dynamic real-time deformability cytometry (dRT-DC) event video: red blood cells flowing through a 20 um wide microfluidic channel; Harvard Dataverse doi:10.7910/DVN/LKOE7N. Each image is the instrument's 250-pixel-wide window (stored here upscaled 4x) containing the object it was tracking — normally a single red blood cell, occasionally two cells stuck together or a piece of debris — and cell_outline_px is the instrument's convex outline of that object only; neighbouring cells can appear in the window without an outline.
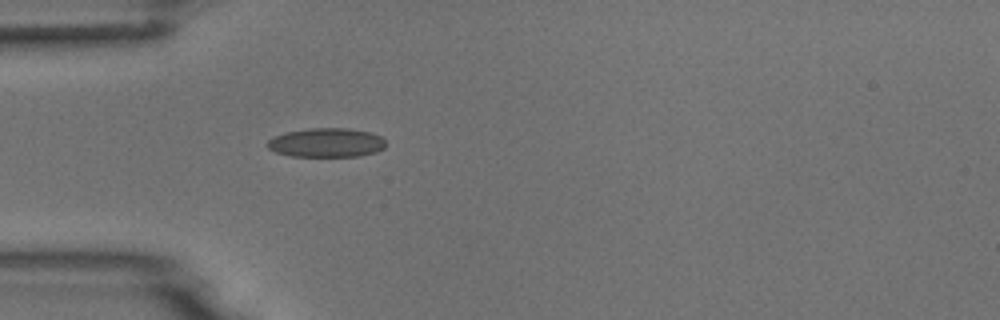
{"species": "common noctule bat (a hibernating species)", "species_latin": "Nyctalus noctula", "temperature_condition": "room temperature", "stored_images_in_passage": 1, "camera_frame_rate_fps": 3000, "um_per_image_px": 0.085, "animal": {"sex": "male", "body_mass_g": 18.8}, "frame": {"image": 1, "passage_image": 1, "time_ms": 0.0, "image_size_px": [1000, 320], "cell_outline_px": [[384, 148], [376, 152], [360, 156], [292, 156], [276, 152], [268, 148], [264, 144], [268, 140], [284, 132], [308, 128], [348, 128], [372, 132], [380, 136], [384, 140]], "centroid_in_image_um": [27.73, 12.12], "position_along_channel_um": 57.3, "area_um2": 20.17}}